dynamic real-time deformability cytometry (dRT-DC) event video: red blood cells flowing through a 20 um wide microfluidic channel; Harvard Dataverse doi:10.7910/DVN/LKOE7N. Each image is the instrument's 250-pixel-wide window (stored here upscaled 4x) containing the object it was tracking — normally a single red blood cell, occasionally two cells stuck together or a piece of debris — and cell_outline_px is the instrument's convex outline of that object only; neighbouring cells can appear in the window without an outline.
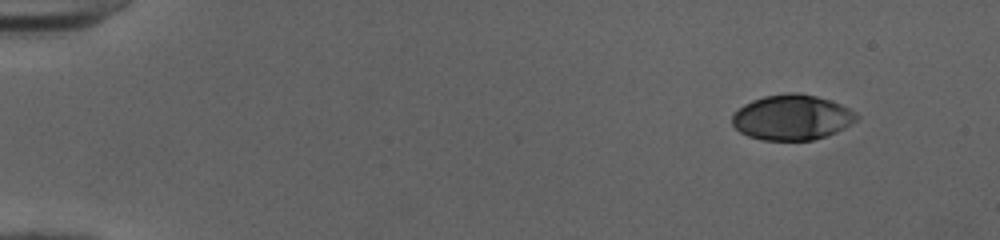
{"species": "human", "species_latin": "Homo sapiens", "temperature_condition": "cold", "stored_images_in_passage": 47, "camera_frame_rate_fps": 3000, "um_per_image_px": 0.085, "donor": {"sex": "female"}, "frame": {"image": 1, "passage_image": 1, "time_ms": 0.0, "image_size_px": [1000, 240], "cell_outline_px": [[860, 116], [856, 120], [844, 128], [836, 132], [812, 140], [760, 140], [748, 136], [740, 132], [732, 124], [732, 116], [744, 104], [752, 100], [764, 96], [788, 92], [800, 92], [832, 100], [856, 112]], "centroid_in_image_um": [67.32, 9.97], "position_along_channel_um": 17.7, "area_um2": 32.89}}
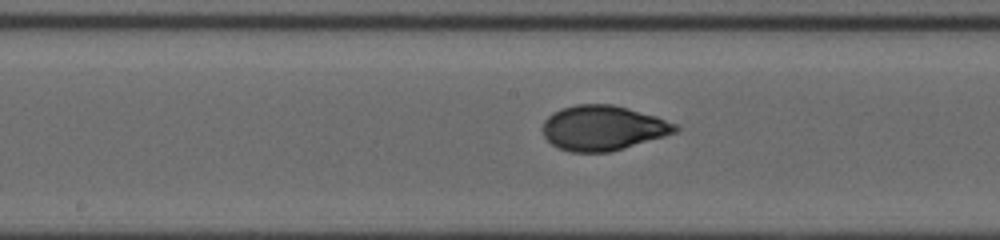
{"frame": {"image": 2, "passage_image": 24, "time_ms": 7.667, "image_size_px": [1000, 240], "cell_outline_px": [[680, 128], [676, 132], [664, 136], [624, 148], [608, 152], [572, 152], [556, 148], [544, 136], [544, 120], [552, 112], [560, 108], [576, 104], [612, 104], [628, 108], [656, 116], [676, 124]], "centroid_in_image_um": [51.23, 10.87], "position_along_channel_um": 197.0, "area_um2": 34.68}}
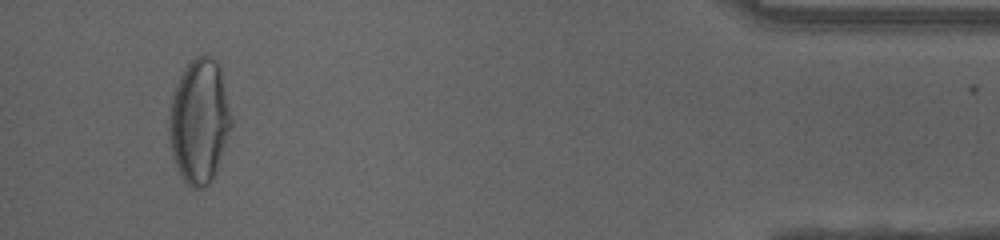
{"frame": {"image": 3, "passage_image": 45, "time_ms": 14.667, "image_size_px": [1000, 240], "cell_outline_px": [[232, 124], [216, 172], [212, 180], [204, 188], [192, 188], [180, 176], [176, 168], [172, 156], [168, 128], [172, 96], [180, 76], [188, 64], [196, 56], [208, 56], [216, 60], [220, 64], [232, 116]], "centroid_in_image_um": [16.95, 10.32], "position_along_channel_um": 418.2, "area_um2": 45.14}, "authors_computed_cell_mechanics": {"area_um2": 34.5066, "velocity_mm_per_s": 4.0286, "shape_relaxation_time_tau1_ms": 5.2379, "shape_relaxation_time_tau2_ms": 0.6959, "deformation_change_tau1": 0.229, "deformation_change_tau2": 0.0464}}